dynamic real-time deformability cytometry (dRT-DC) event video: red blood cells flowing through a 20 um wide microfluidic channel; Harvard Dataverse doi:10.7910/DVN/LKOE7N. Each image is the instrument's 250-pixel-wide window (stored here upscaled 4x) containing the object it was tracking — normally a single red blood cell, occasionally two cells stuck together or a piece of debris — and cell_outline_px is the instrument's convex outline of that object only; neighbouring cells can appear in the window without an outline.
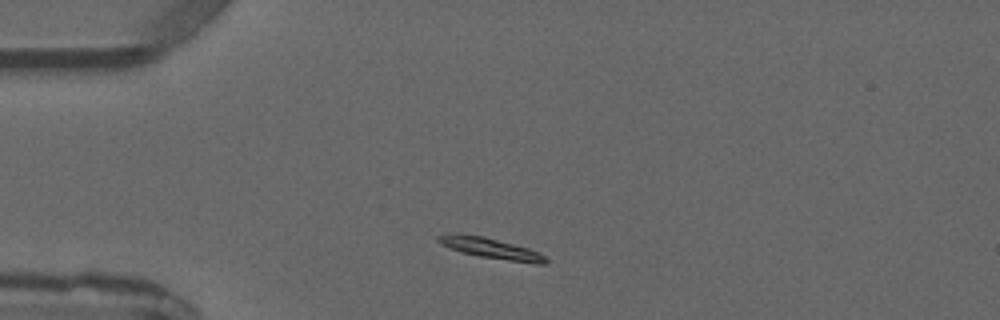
{"species": "common noctule bat (a hibernating species)", "species_latin": "Nyctalus noctula", "temperature_condition": "warm", "stored_images_in_passage": 2, "camera_frame_rate_fps": 3000, "um_per_image_px": 0.085, "animal": {"sex": "male", "forearm_length_mm": 52.5}, "frame": {"image": 1, "passage_image": 1, "time_ms": 0.0, "image_size_px": [1000, 320], "cell_outline_px": [[548, 264], [536, 264], [480, 256], [460, 252], [440, 244], [436, 240], [436, 236], [448, 232], [456, 232], [484, 236], [528, 248], [544, 256], [548, 260]], "centroid_in_image_um": [41.62, 21.07], "position_along_channel_um": 43.4, "area_um2": 13.06}}